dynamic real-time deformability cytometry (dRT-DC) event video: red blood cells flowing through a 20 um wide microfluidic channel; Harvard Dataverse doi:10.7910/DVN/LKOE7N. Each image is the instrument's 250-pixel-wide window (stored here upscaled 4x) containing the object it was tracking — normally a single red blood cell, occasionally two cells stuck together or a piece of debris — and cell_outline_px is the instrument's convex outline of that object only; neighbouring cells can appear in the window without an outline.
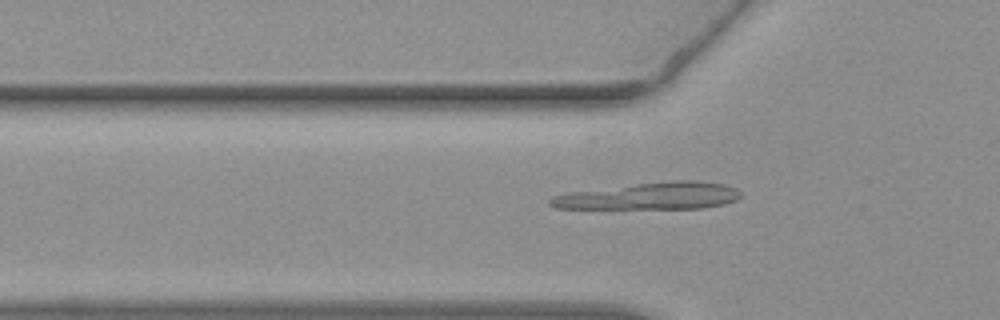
{"species": "common noctule bat (a hibernating species)", "species_latin": "Nyctalus noctula", "temperature_condition": "warm", "stored_images_in_passage": 54, "camera_frame_rate_fps": 3000, "um_per_image_px": 0.085, "animal": {"sex": "female", "body_mass_g": 19.3, "forearm_length_mm": 54.1}, "frame": {"image": 1, "passage_image": 18, "time_ms": 5.667, "image_size_px": [1000, 320], "cell_outline_px": [[740, 196], [736, 200], [724, 204], [700, 208], [556, 208], [548, 204], [548, 200], [552, 196], [568, 192], [636, 184], [672, 180], [692, 180], [724, 184], [736, 188], [740, 192]], "centroid_in_image_um": [55.25, 16.66], "position_along_channel_um": 70.5, "area_um2": 29.71}}
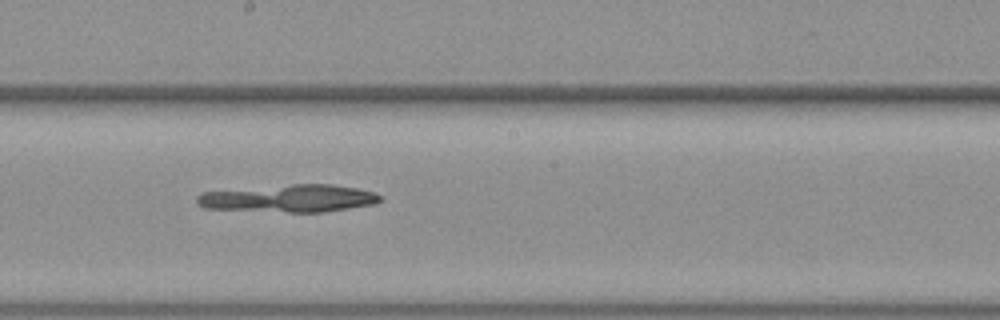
{"frame": {"image": 2, "passage_image": 30, "time_ms": 9.667, "image_size_px": [1000, 320], "cell_outline_px": [[384, 200], [376, 204], [324, 212], [288, 212], [204, 208], [196, 200], [196, 196], [200, 192], [292, 184], [332, 184], [356, 188], [372, 192], [384, 196]], "centroid_in_image_um": [24.63, 16.86], "position_along_channel_um": 223.6, "area_um2": 29.42}}
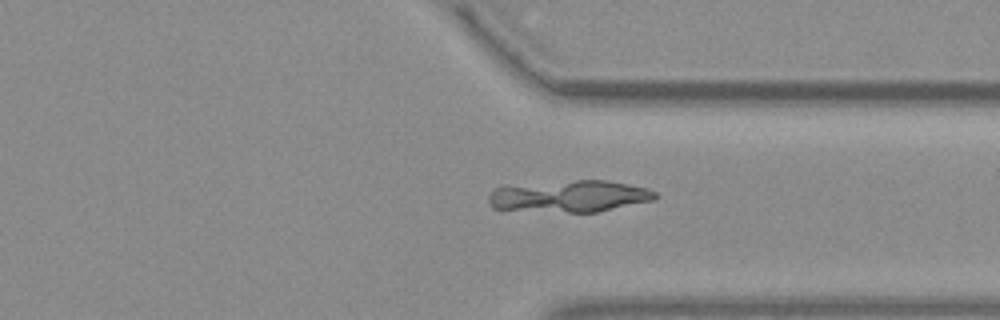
{"frame": {"image": 3, "passage_image": 41, "time_ms": 13.333, "image_size_px": [1000, 320], "cell_outline_px": [[660, 196], [656, 200], [596, 212], [568, 212], [492, 208], [488, 200], [488, 196], [496, 188], [504, 184], [576, 180], [608, 180], [648, 188], [656, 192]], "centroid_in_image_um": [48.43, 16.66], "position_along_channel_um": 363.0, "area_um2": 31.21}}